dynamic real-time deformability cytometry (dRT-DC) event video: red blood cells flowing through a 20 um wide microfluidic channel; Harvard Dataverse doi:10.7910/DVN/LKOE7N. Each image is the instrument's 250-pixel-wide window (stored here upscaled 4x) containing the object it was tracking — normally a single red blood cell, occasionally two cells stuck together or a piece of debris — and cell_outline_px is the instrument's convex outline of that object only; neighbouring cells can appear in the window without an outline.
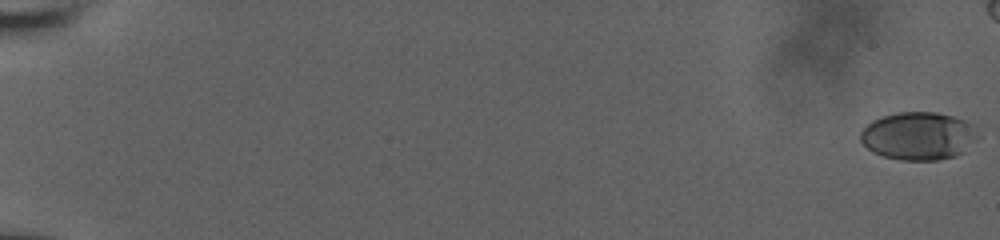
{"species": "human", "species_latin": "Homo sapiens", "temperature_condition": "room temperature", "stored_images_in_passage": 55, "camera_frame_rate_fps": 3000, "um_per_image_px": 0.085, "donor": {"sex": "male"}, "frame": {"image": 1, "passage_image": 1, "time_ms": 0.0, "image_size_px": [1000, 240], "cell_outline_px": [[972, 128], [964, 152], [956, 156], [940, 160], [900, 160], [884, 156], [872, 152], [860, 140], [860, 132], [872, 120], [896, 112], [936, 112], [952, 116], [964, 120], [972, 124]], "centroid_in_image_um": [77.94, 11.56], "position_along_channel_um": 7.1, "area_um2": 31.91}}
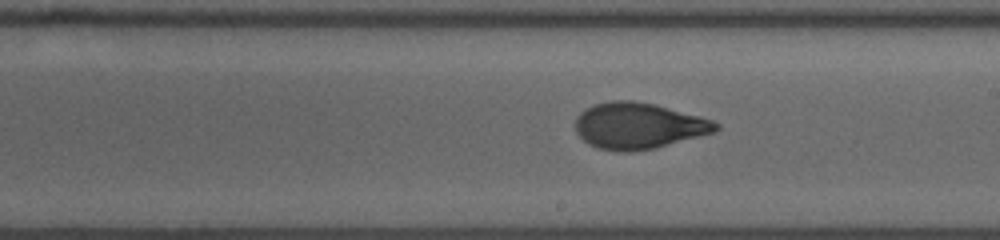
{"frame": {"image": 2, "passage_image": 37, "time_ms": 12.0, "image_size_px": [1000, 240], "cell_outline_px": [[720, 128], [716, 132], [652, 148], [632, 152], [616, 152], [596, 148], [588, 144], [576, 132], [576, 116], [584, 108], [592, 104], [608, 100], [632, 100], [656, 104], [700, 116], [712, 120], [720, 124]], "centroid_in_image_um": [54.24, 10.68], "position_along_channel_um": 234.8, "area_um2": 38.15}}
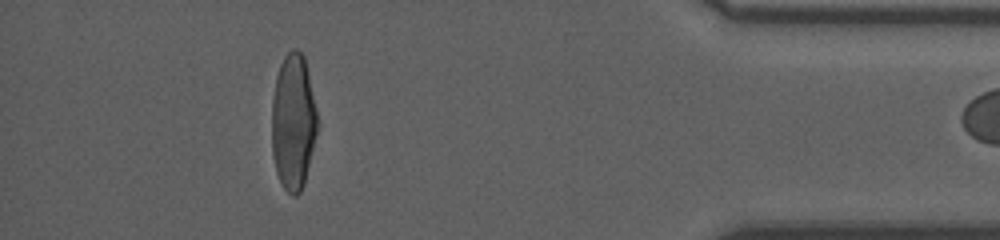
{"frame": {"image": 3, "passage_image": 54, "time_ms": 17.667, "image_size_px": [1000, 240], "cell_outline_px": [[320, 128], [304, 184], [300, 192], [296, 196], [292, 196], [280, 184], [276, 172], [272, 152], [272, 100], [276, 76], [280, 64], [284, 56], [292, 48], [296, 48], [304, 56], [320, 120]], "centroid_in_image_um": [24.96, 10.39], "position_along_channel_um": 410.2, "area_um2": 37.17}}